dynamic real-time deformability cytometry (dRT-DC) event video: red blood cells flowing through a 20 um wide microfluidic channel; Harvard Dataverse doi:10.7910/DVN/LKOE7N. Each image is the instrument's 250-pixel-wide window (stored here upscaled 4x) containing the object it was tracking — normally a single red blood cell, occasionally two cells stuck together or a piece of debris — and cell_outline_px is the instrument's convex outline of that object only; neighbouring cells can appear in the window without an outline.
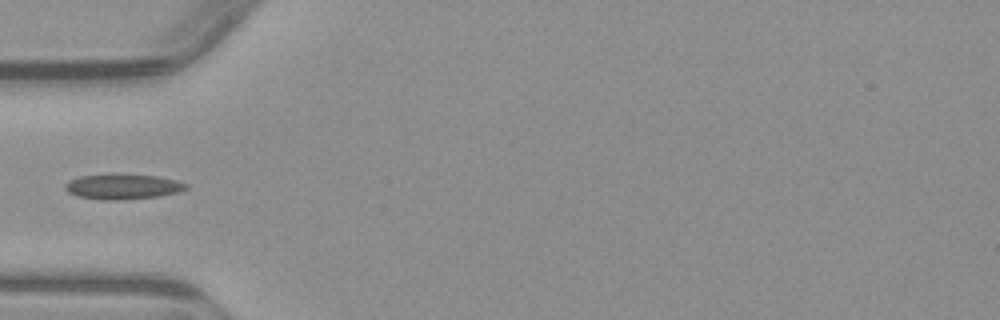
{"species": "common noctule bat (a hibernating species)", "species_latin": "Nyctalus noctula", "temperature_condition": "warm", "stored_images_in_passage": 5, "camera_frame_rate_fps": 3000, "um_per_image_px": 0.085, "animal": {"sex": "male", "body_mass_g": 23.1, "forearm_length_mm": 52.7}, "frame": {"image": 1, "passage_image": 5, "time_ms": 5.333, "image_size_px": [1000, 320], "cell_outline_px": [[188, 188], [176, 192], [160, 196], [120, 200], [100, 200], [76, 196], [68, 192], [64, 188], [64, 184], [68, 180], [80, 176], [156, 176], [176, 180], [188, 184]], "centroid_in_image_um": [10.4, 15.9], "position_along_channel_um": 74.6, "area_um2": 17.22}}